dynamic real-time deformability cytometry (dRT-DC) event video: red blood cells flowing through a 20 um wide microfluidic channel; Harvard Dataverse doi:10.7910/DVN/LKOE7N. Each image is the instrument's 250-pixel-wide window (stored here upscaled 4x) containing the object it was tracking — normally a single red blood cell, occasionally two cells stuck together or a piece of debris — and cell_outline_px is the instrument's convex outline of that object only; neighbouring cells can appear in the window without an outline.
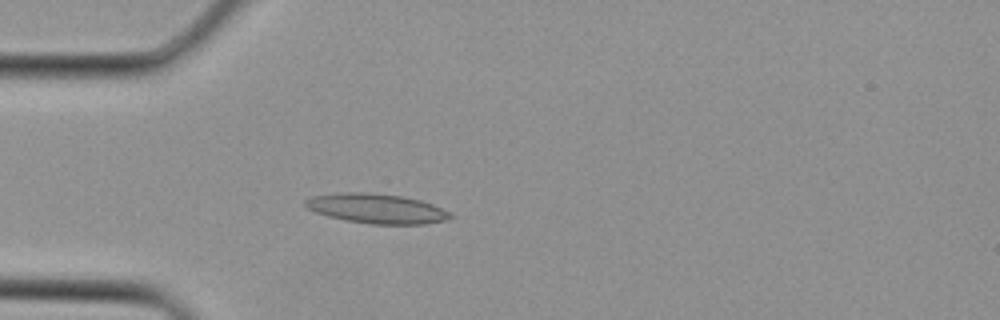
{"species": "Egyptian fruit bat (a non-hibernating species)", "species_latin": "Rousettus aegyptiacus", "temperature_condition": "cold", "stored_images_in_passage": 2, "camera_frame_rate_fps": 3000, "um_per_image_px": 0.085, "animal": {"sex": "female"}, "frame": {"image": 1, "passage_image": 2, "time_ms": 0.333, "image_size_px": [1000, 320], "cell_outline_px": [[452, 216], [448, 220], [428, 224], [372, 224], [344, 220], [328, 216], [316, 212], [308, 208], [304, 204], [304, 200], [312, 196], [344, 192], [360, 192], [400, 196], [420, 200], [432, 204], [448, 212]], "centroid_in_image_um": [32.0, 17.74], "position_along_channel_um": 53.0, "area_um2": 24.85}}